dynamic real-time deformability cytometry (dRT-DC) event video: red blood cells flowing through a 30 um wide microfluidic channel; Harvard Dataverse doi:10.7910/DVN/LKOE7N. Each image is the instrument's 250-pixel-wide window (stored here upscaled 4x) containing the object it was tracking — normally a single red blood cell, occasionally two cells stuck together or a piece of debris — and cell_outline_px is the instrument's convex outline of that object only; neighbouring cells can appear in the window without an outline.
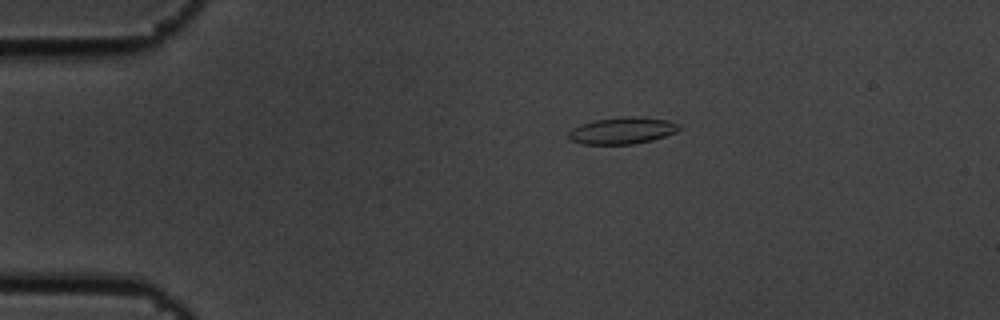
{"species": "common noctule bat (a hibernating species)", "species_latin": "Nyctalus noctula", "temperature_condition": "cold", "stored_images_in_passage": 10, "camera_frame_rate_fps": 3000, "um_per_image_px": 0.085, "animal": {"sex": "male", "body_mass_g": 19.5, "forearm_length_mm": 54.6}, "frame": {"image": 1, "passage_image": 2, "time_ms": 0.333, "image_size_px": [1000, 320], "cell_outline_px": [[680, 128], [676, 132], [652, 140], [636, 144], [584, 144], [572, 140], [568, 136], [568, 132], [572, 128], [580, 124], [596, 120], [624, 116], [632, 116], [668, 120], [680, 124]], "centroid_in_image_um": [52.9, 11.1], "position_along_channel_um": 32.1, "area_um2": 17.17}}
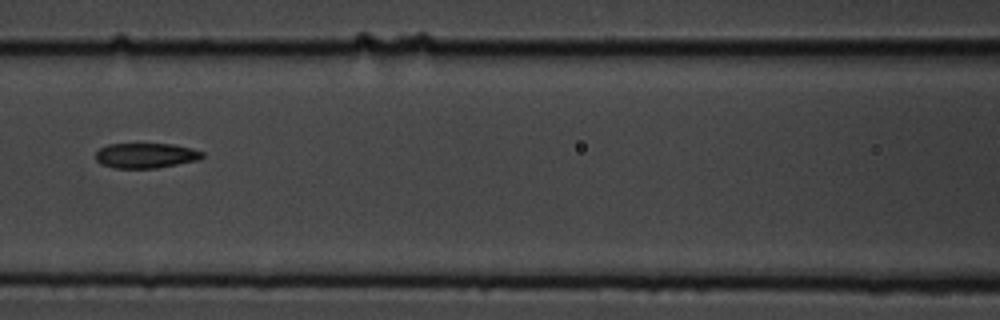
{"frame": {"image": 2, "passage_image": 6, "time_ms": 1.667, "image_size_px": [1000, 320], "cell_outline_px": [[204, 156], [200, 160], [156, 168], [112, 168], [100, 164], [96, 160], [96, 152], [100, 148], [108, 144], [172, 144], [192, 148], [204, 152]], "centroid_in_image_um": [12.4, 13.22], "position_along_channel_um": 154.2, "area_um2": 15.72}}
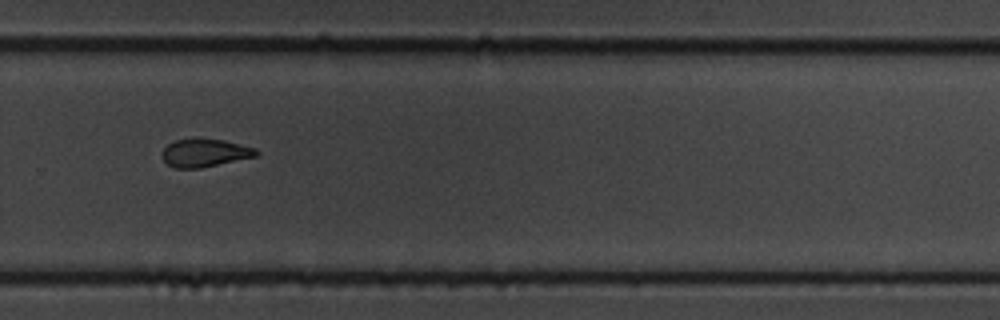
{"frame": {"image": 3, "passage_image": 10, "time_ms": 3.0, "image_size_px": [1000, 320], "cell_outline_px": [[260, 152], [256, 156], [200, 168], [176, 168], [168, 164], [160, 156], [160, 152], [168, 144], [176, 140], [192, 136], [200, 136], [224, 140], [256, 148]], "centroid_in_image_um": [17.37, 12.95], "position_along_channel_um": 312.4, "area_um2": 15.84}}